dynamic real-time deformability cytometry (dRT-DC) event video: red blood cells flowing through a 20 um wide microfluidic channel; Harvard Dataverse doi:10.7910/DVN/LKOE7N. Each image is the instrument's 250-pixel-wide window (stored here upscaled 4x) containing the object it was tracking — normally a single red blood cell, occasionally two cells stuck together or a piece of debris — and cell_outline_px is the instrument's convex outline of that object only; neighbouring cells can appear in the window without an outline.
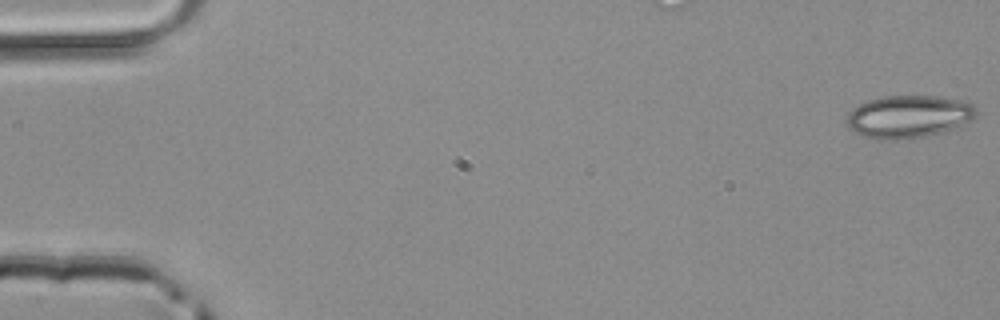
{"species": "common noctule bat (a hibernating species)", "species_latin": "Nyctalus noctula", "temperature_condition": "room temperature", "stored_images_in_passage": 11, "camera_frame_rate_fps": 3000, "um_per_image_px": 0.085, "animal": {"sex": "male", "body_mass_g": 20.4}, "frame": {"image": 1, "passage_image": 1, "time_ms": 0.0, "image_size_px": [1000, 320], "cell_outline_px": [[976, 112], [964, 128], [924, 136], [896, 140], [876, 140], [864, 136], [856, 132], [848, 124], [848, 112], [852, 108], [868, 100], [884, 96], [936, 96], [964, 100], [972, 104], [976, 108]], "centroid_in_image_um": [77.29, 9.92], "position_along_channel_um": 7.7, "area_um2": 32.43}}